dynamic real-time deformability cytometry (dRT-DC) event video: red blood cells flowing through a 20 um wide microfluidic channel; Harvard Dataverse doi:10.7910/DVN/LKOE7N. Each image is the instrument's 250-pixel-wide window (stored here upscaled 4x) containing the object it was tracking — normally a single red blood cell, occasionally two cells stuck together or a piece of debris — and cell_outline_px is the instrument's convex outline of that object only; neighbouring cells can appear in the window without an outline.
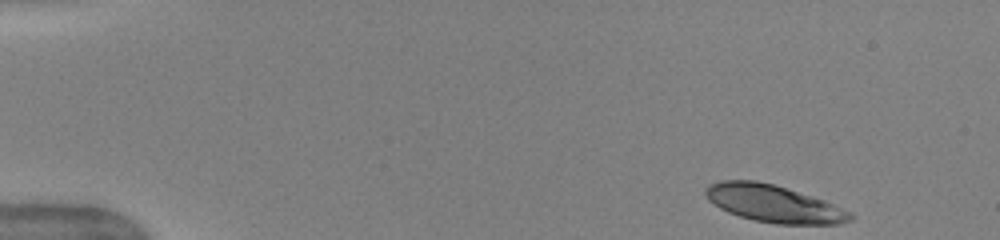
{"species": "human", "species_latin": "Homo sapiens", "temperature_condition": "warm", "stored_images_in_passage": 47, "camera_frame_rate_fps": 3000, "um_per_image_px": 0.085, "donor": {"sex": "female"}, "frame": {"image": 1, "passage_image": 1, "time_ms": 0.0, "image_size_px": [1000, 240], "cell_outline_px": [[856, 216], [852, 220], [840, 224], [776, 224], [752, 220], [728, 212], [720, 208], [708, 200], [704, 196], [704, 188], [708, 184], [720, 180], [756, 180], [772, 184], [824, 200], [852, 212]], "centroid_in_image_um": [65.75, 17.31], "position_along_channel_um": 19.3, "area_um2": 31.62}}
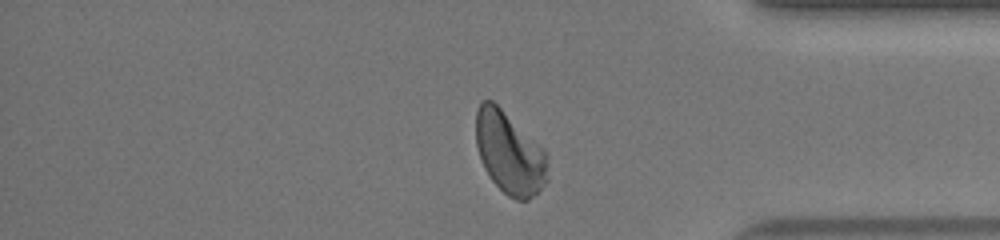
{"frame": {"image": 2, "passage_image": 39, "time_ms": 12.667, "image_size_px": [1000, 240], "cell_outline_px": [[548, 180], [528, 200], [516, 200], [508, 196], [492, 180], [484, 168], [476, 144], [476, 112], [480, 104], [484, 100], [492, 100], [540, 144], [548, 152]], "centroid_in_image_um": [43.33, 13.0], "position_along_channel_um": 391.9, "area_um2": 34.33}}
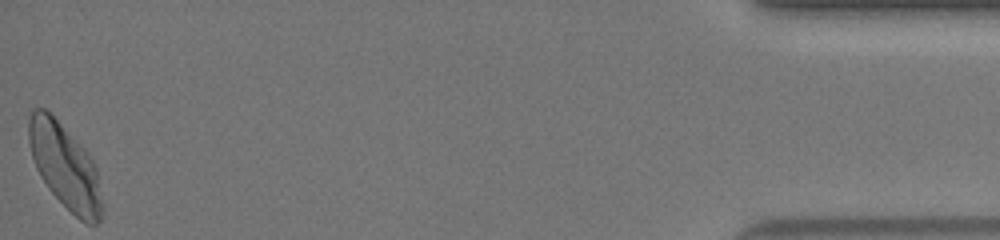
{"frame": {"image": 3, "passage_image": 47, "time_ms": 15.333, "image_size_px": [1000, 240], "cell_outline_px": [[104, 208], [100, 220], [96, 224], [88, 224], [80, 220], [48, 188], [40, 176], [36, 168], [32, 156], [28, 140], [28, 120], [32, 108], [44, 108], [88, 152], [96, 168], [104, 204]], "centroid_in_image_um": [5.54, 14.17], "position_along_channel_um": 429.7, "area_um2": 36.01}, "authors_computed_cell_mechanics": {"area_um2": 33.9286, "velocity_mm_per_s": 3.9695, "shape_relaxation_time_tau1_ms": 3.6489, "shape_relaxation_time_tau2_ms": 1.9471, "deformation_change_tau1": 0.1601, "deformation_change_tau2": 0.0837}}